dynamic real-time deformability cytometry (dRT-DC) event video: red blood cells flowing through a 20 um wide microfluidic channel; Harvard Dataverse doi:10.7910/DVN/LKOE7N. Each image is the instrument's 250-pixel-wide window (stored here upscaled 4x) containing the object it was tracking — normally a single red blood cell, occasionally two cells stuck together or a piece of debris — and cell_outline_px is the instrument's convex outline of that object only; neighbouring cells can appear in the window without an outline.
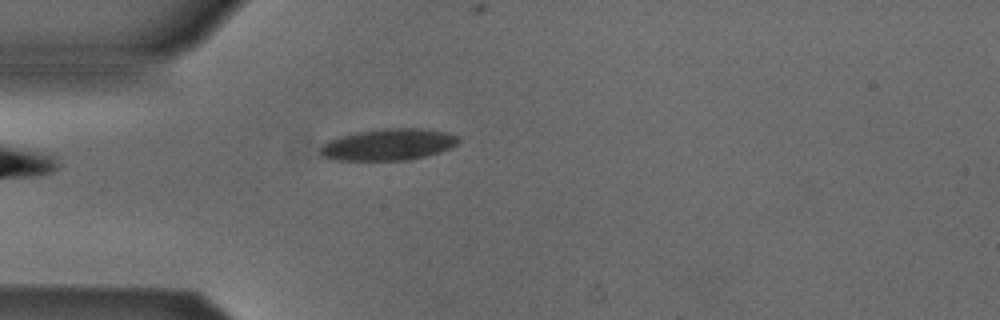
{"species": "Egyptian fruit bat (a non-hibernating species)", "species_latin": "Rousettus aegyptiacus", "temperature_condition": "cold", "stored_images_in_passage": 1, "camera_frame_rate_fps": 3000, "um_per_image_px": 0.085, "animal": {"sex": "male"}, "frame": {"image": 1, "passage_image": 1, "time_ms": 0.0, "image_size_px": [1000, 320], "cell_outline_px": [[460, 140], [456, 144], [448, 148], [424, 156], [408, 160], [336, 160], [320, 156], [320, 148], [328, 140], [340, 136], [356, 132], [384, 128], [428, 128], [448, 132], [460, 136]], "centroid_in_image_um": [33.01, 12.27], "position_along_channel_um": 52.0, "area_um2": 25.49}}